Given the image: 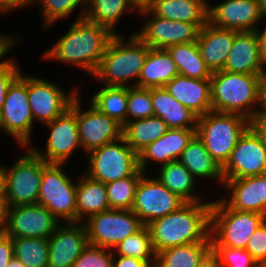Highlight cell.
Masks as SVG:
<instances>
[{"label":"cell","instance_id":"obj_1","mask_svg":"<svg viewBox=\"0 0 266 267\" xmlns=\"http://www.w3.org/2000/svg\"><path fill=\"white\" fill-rule=\"evenodd\" d=\"M115 35L105 26L85 18L76 19L65 35L44 52L43 58L77 66L93 76Z\"/></svg>","mask_w":266,"mask_h":267},{"label":"cell","instance_id":"obj_2","mask_svg":"<svg viewBox=\"0 0 266 267\" xmlns=\"http://www.w3.org/2000/svg\"><path fill=\"white\" fill-rule=\"evenodd\" d=\"M211 202H186L178 210L146 225L155 253L179 245L204 242L210 236Z\"/></svg>","mask_w":266,"mask_h":267},{"label":"cell","instance_id":"obj_3","mask_svg":"<svg viewBox=\"0 0 266 267\" xmlns=\"http://www.w3.org/2000/svg\"><path fill=\"white\" fill-rule=\"evenodd\" d=\"M262 77L223 70L213 72L210 78L212 111L240 114L253 120L261 107Z\"/></svg>","mask_w":266,"mask_h":267},{"label":"cell","instance_id":"obj_4","mask_svg":"<svg viewBox=\"0 0 266 267\" xmlns=\"http://www.w3.org/2000/svg\"><path fill=\"white\" fill-rule=\"evenodd\" d=\"M123 37L122 34H116L111 39L93 75L102 85L133 87L138 84L149 47L134 33L127 40ZM131 80H135V84L129 85Z\"/></svg>","mask_w":266,"mask_h":267},{"label":"cell","instance_id":"obj_5","mask_svg":"<svg viewBox=\"0 0 266 267\" xmlns=\"http://www.w3.org/2000/svg\"><path fill=\"white\" fill-rule=\"evenodd\" d=\"M251 121L235 113L210 111L198 117L196 135L214 160L223 167Z\"/></svg>","mask_w":266,"mask_h":267},{"label":"cell","instance_id":"obj_6","mask_svg":"<svg viewBox=\"0 0 266 267\" xmlns=\"http://www.w3.org/2000/svg\"><path fill=\"white\" fill-rule=\"evenodd\" d=\"M266 219L260 213L230 208L221 198L212 201L211 246L245 249L248 240Z\"/></svg>","mask_w":266,"mask_h":267},{"label":"cell","instance_id":"obj_7","mask_svg":"<svg viewBox=\"0 0 266 267\" xmlns=\"http://www.w3.org/2000/svg\"><path fill=\"white\" fill-rule=\"evenodd\" d=\"M25 150L9 168L2 166L3 191L10 207L37 204L43 167L47 163L29 147Z\"/></svg>","mask_w":266,"mask_h":267},{"label":"cell","instance_id":"obj_8","mask_svg":"<svg viewBox=\"0 0 266 267\" xmlns=\"http://www.w3.org/2000/svg\"><path fill=\"white\" fill-rule=\"evenodd\" d=\"M88 155L84 174L104 184L135 176L140 171L138 154L123 137L90 151Z\"/></svg>","mask_w":266,"mask_h":267},{"label":"cell","instance_id":"obj_9","mask_svg":"<svg viewBox=\"0 0 266 267\" xmlns=\"http://www.w3.org/2000/svg\"><path fill=\"white\" fill-rule=\"evenodd\" d=\"M64 164L47 163L43 167L37 204L46 207L60 222L77 223L76 187L64 171Z\"/></svg>","mask_w":266,"mask_h":267},{"label":"cell","instance_id":"obj_10","mask_svg":"<svg viewBox=\"0 0 266 267\" xmlns=\"http://www.w3.org/2000/svg\"><path fill=\"white\" fill-rule=\"evenodd\" d=\"M19 76L8 87L1 109L0 131L12 136L22 147L30 146L34 118L31 113L27 94V75Z\"/></svg>","mask_w":266,"mask_h":267},{"label":"cell","instance_id":"obj_11","mask_svg":"<svg viewBox=\"0 0 266 267\" xmlns=\"http://www.w3.org/2000/svg\"><path fill=\"white\" fill-rule=\"evenodd\" d=\"M83 223L89 245L111 250L144 226L132 210L115 209L94 214Z\"/></svg>","mask_w":266,"mask_h":267},{"label":"cell","instance_id":"obj_12","mask_svg":"<svg viewBox=\"0 0 266 267\" xmlns=\"http://www.w3.org/2000/svg\"><path fill=\"white\" fill-rule=\"evenodd\" d=\"M57 83L36 76H27V94L34 121L46 123L63 115L79 94L77 87L65 92Z\"/></svg>","mask_w":266,"mask_h":267},{"label":"cell","instance_id":"obj_13","mask_svg":"<svg viewBox=\"0 0 266 267\" xmlns=\"http://www.w3.org/2000/svg\"><path fill=\"white\" fill-rule=\"evenodd\" d=\"M186 202L168 190L158 179L144 173L138 182L131 210L146 226L153 220L178 210Z\"/></svg>","mask_w":266,"mask_h":267},{"label":"cell","instance_id":"obj_14","mask_svg":"<svg viewBox=\"0 0 266 267\" xmlns=\"http://www.w3.org/2000/svg\"><path fill=\"white\" fill-rule=\"evenodd\" d=\"M45 125L50 131L46 140V151L35 147L30 149L46 163L65 164L75 149L82 148L76 119V98L63 115Z\"/></svg>","mask_w":266,"mask_h":267},{"label":"cell","instance_id":"obj_15","mask_svg":"<svg viewBox=\"0 0 266 267\" xmlns=\"http://www.w3.org/2000/svg\"><path fill=\"white\" fill-rule=\"evenodd\" d=\"M138 14L145 18L147 15L151 16L144 26L135 32V35L150 48L167 49L181 43L197 42L200 28L196 24L161 18L149 9Z\"/></svg>","mask_w":266,"mask_h":267},{"label":"cell","instance_id":"obj_16","mask_svg":"<svg viewBox=\"0 0 266 267\" xmlns=\"http://www.w3.org/2000/svg\"><path fill=\"white\" fill-rule=\"evenodd\" d=\"M79 94L76 96V119L82 149L90 151L123 137V125L105 115L90 102L87 110H81Z\"/></svg>","mask_w":266,"mask_h":267},{"label":"cell","instance_id":"obj_17","mask_svg":"<svg viewBox=\"0 0 266 267\" xmlns=\"http://www.w3.org/2000/svg\"><path fill=\"white\" fill-rule=\"evenodd\" d=\"M224 179H240L266 174V149L259 135L249 127L238 140L222 167Z\"/></svg>","mask_w":266,"mask_h":267},{"label":"cell","instance_id":"obj_18","mask_svg":"<svg viewBox=\"0 0 266 267\" xmlns=\"http://www.w3.org/2000/svg\"><path fill=\"white\" fill-rule=\"evenodd\" d=\"M59 223V220L42 205L12 206L4 233L11 238H49Z\"/></svg>","mask_w":266,"mask_h":267},{"label":"cell","instance_id":"obj_19","mask_svg":"<svg viewBox=\"0 0 266 267\" xmlns=\"http://www.w3.org/2000/svg\"><path fill=\"white\" fill-rule=\"evenodd\" d=\"M262 18V6L257 0H224L215 6L208 4V23L217 28L256 31Z\"/></svg>","mask_w":266,"mask_h":267},{"label":"cell","instance_id":"obj_20","mask_svg":"<svg viewBox=\"0 0 266 267\" xmlns=\"http://www.w3.org/2000/svg\"><path fill=\"white\" fill-rule=\"evenodd\" d=\"M49 239L48 267H72L87 247V232L83 223H64Z\"/></svg>","mask_w":266,"mask_h":267},{"label":"cell","instance_id":"obj_21","mask_svg":"<svg viewBox=\"0 0 266 267\" xmlns=\"http://www.w3.org/2000/svg\"><path fill=\"white\" fill-rule=\"evenodd\" d=\"M225 193L221 199L232 209L266 216V174L240 179H224ZM227 190V191H226Z\"/></svg>","mask_w":266,"mask_h":267},{"label":"cell","instance_id":"obj_22","mask_svg":"<svg viewBox=\"0 0 266 267\" xmlns=\"http://www.w3.org/2000/svg\"><path fill=\"white\" fill-rule=\"evenodd\" d=\"M196 136V129H169L159 139L138 154L139 169L146 173L150 161L168 164L179 160L182 152Z\"/></svg>","mask_w":266,"mask_h":267},{"label":"cell","instance_id":"obj_23","mask_svg":"<svg viewBox=\"0 0 266 267\" xmlns=\"http://www.w3.org/2000/svg\"><path fill=\"white\" fill-rule=\"evenodd\" d=\"M265 67L260 59L257 32H238L223 71L263 76Z\"/></svg>","mask_w":266,"mask_h":267},{"label":"cell","instance_id":"obj_24","mask_svg":"<svg viewBox=\"0 0 266 267\" xmlns=\"http://www.w3.org/2000/svg\"><path fill=\"white\" fill-rule=\"evenodd\" d=\"M237 33L238 31L217 28L209 23L200 29L197 45L211 73L224 69Z\"/></svg>","mask_w":266,"mask_h":267},{"label":"cell","instance_id":"obj_25","mask_svg":"<svg viewBox=\"0 0 266 267\" xmlns=\"http://www.w3.org/2000/svg\"><path fill=\"white\" fill-rule=\"evenodd\" d=\"M165 88L198 117L212 111L211 80L175 76Z\"/></svg>","mask_w":266,"mask_h":267},{"label":"cell","instance_id":"obj_26","mask_svg":"<svg viewBox=\"0 0 266 267\" xmlns=\"http://www.w3.org/2000/svg\"><path fill=\"white\" fill-rule=\"evenodd\" d=\"M154 116L169 129H197L198 116L179 103L165 87L151 88Z\"/></svg>","mask_w":266,"mask_h":267},{"label":"cell","instance_id":"obj_27","mask_svg":"<svg viewBox=\"0 0 266 267\" xmlns=\"http://www.w3.org/2000/svg\"><path fill=\"white\" fill-rule=\"evenodd\" d=\"M207 0H155L149 10L156 16L196 24L200 29L208 23Z\"/></svg>","mask_w":266,"mask_h":267},{"label":"cell","instance_id":"obj_28","mask_svg":"<svg viewBox=\"0 0 266 267\" xmlns=\"http://www.w3.org/2000/svg\"><path fill=\"white\" fill-rule=\"evenodd\" d=\"M177 75L179 72L176 63L168 51L149 47L136 86L147 89L165 87Z\"/></svg>","mask_w":266,"mask_h":267},{"label":"cell","instance_id":"obj_29","mask_svg":"<svg viewBox=\"0 0 266 267\" xmlns=\"http://www.w3.org/2000/svg\"><path fill=\"white\" fill-rule=\"evenodd\" d=\"M76 187L77 222L110 209L105 184L83 174Z\"/></svg>","mask_w":266,"mask_h":267},{"label":"cell","instance_id":"obj_30","mask_svg":"<svg viewBox=\"0 0 266 267\" xmlns=\"http://www.w3.org/2000/svg\"><path fill=\"white\" fill-rule=\"evenodd\" d=\"M210 257L209 236L204 242L179 245L156 253L155 267H200Z\"/></svg>","mask_w":266,"mask_h":267},{"label":"cell","instance_id":"obj_31","mask_svg":"<svg viewBox=\"0 0 266 267\" xmlns=\"http://www.w3.org/2000/svg\"><path fill=\"white\" fill-rule=\"evenodd\" d=\"M179 161L195 178H212L224 183L222 167L210 155L197 135L182 152Z\"/></svg>","mask_w":266,"mask_h":267},{"label":"cell","instance_id":"obj_32","mask_svg":"<svg viewBox=\"0 0 266 267\" xmlns=\"http://www.w3.org/2000/svg\"><path fill=\"white\" fill-rule=\"evenodd\" d=\"M168 130L169 127L160 117L151 116L149 118L126 122L123 125V138L139 154Z\"/></svg>","mask_w":266,"mask_h":267},{"label":"cell","instance_id":"obj_33","mask_svg":"<svg viewBox=\"0 0 266 267\" xmlns=\"http://www.w3.org/2000/svg\"><path fill=\"white\" fill-rule=\"evenodd\" d=\"M157 177L168 190L185 202L202 201V198L193 192L196 183L195 177L179 160L162 165Z\"/></svg>","mask_w":266,"mask_h":267},{"label":"cell","instance_id":"obj_34","mask_svg":"<svg viewBox=\"0 0 266 267\" xmlns=\"http://www.w3.org/2000/svg\"><path fill=\"white\" fill-rule=\"evenodd\" d=\"M176 63L179 75L210 80L211 71L202 59L197 42H187L166 49Z\"/></svg>","mask_w":266,"mask_h":267},{"label":"cell","instance_id":"obj_35","mask_svg":"<svg viewBox=\"0 0 266 267\" xmlns=\"http://www.w3.org/2000/svg\"><path fill=\"white\" fill-rule=\"evenodd\" d=\"M137 13L129 0H87L84 18L90 22L109 28L113 33L122 14Z\"/></svg>","mask_w":266,"mask_h":267},{"label":"cell","instance_id":"obj_36","mask_svg":"<svg viewBox=\"0 0 266 267\" xmlns=\"http://www.w3.org/2000/svg\"><path fill=\"white\" fill-rule=\"evenodd\" d=\"M90 103L120 124L127 122L128 87L103 85L92 95Z\"/></svg>","mask_w":266,"mask_h":267},{"label":"cell","instance_id":"obj_37","mask_svg":"<svg viewBox=\"0 0 266 267\" xmlns=\"http://www.w3.org/2000/svg\"><path fill=\"white\" fill-rule=\"evenodd\" d=\"M14 256L25 267H48V238H11Z\"/></svg>","mask_w":266,"mask_h":267},{"label":"cell","instance_id":"obj_38","mask_svg":"<svg viewBox=\"0 0 266 267\" xmlns=\"http://www.w3.org/2000/svg\"><path fill=\"white\" fill-rule=\"evenodd\" d=\"M112 251L113 255L146 260L155 267L156 253L153 249L150 231L147 226H143L135 234L128 236L117 244Z\"/></svg>","mask_w":266,"mask_h":267},{"label":"cell","instance_id":"obj_39","mask_svg":"<svg viewBox=\"0 0 266 267\" xmlns=\"http://www.w3.org/2000/svg\"><path fill=\"white\" fill-rule=\"evenodd\" d=\"M41 6V14L43 17V27L50 28L51 25L56 23L57 20H61L69 17L75 9H80L77 19L84 18L87 0H32L31 4Z\"/></svg>","mask_w":266,"mask_h":267},{"label":"cell","instance_id":"obj_40","mask_svg":"<svg viewBox=\"0 0 266 267\" xmlns=\"http://www.w3.org/2000/svg\"><path fill=\"white\" fill-rule=\"evenodd\" d=\"M143 174L144 172L140 170L135 176L105 184L110 209L131 210L136 187Z\"/></svg>","mask_w":266,"mask_h":267},{"label":"cell","instance_id":"obj_41","mask_svg":"<svg viewBox=\"0 0 266 267\" xmlns=\"http://www.w3.org/2000/svg\"><path fill=\"white\" fill-rule=\"evenodd\" d=\"M154 116L151 89L128 87L127 122Z\"/></svg>","mask_w":266,"mask_h":267},{"label":"cell","instance_id":"obj_42","mask_svg":"<svg viewBox=\"0 0 266 267\" xmlns=\"http://www.w3.org/2000/svg\"><path fill=\"white\" fill-rule=\"evenodd\" d=\"M211 256L217 267H257V261L246 249L211 246Z\"/></svg>","mask_w":266,"mask_h":267},{"label":"cell","instance_id":"obj_43","mask_svg":"<svg viewBox=\"0 0 266 267\" xmlns=\"http://www.w3.org/2000/svg\"><path fill=\"white\" fill-rule=\"evenodd\" d=\"M72 267H113V251L88 244Z\"/></svg>","mask_w":266,"mask_h":267},{"label":"cell","instance_id":"obj_44","mask_svg":"<svg viewBox=\"0 0 266 267\" xmlns=\"http://www.w3.org/2000/svg\"><path fill=\"white\" fill-rule=\"evenodd\" d=\"M245 249L257 261H266V219L252 234Z\"/></svg>","mask_w":266,"mask_h":267},{"label":"cell","instance_id":"obj_45","mask_svg":"<svg viewBox=\"0 0 266 267\" xmlns=\"http://www.w3.org/2000/svg\"><path fill=\"white\" fill-rule=\"evenodd\" d=\"M20 72L21 70L16 64L15 59H6V61L0 65V109H2L5 102L8 87L19 76Z\"/></svg>","mask_w":266,"mask_h":267},{"label":"cell","instance_id":"obj_46","mask_svg":"<svg viewBox=\"0 0 266 267\" xmlns=\"http://www.w3.org/2000/svg\"><path fill=\"white\" fill-rule=\"evenodd\" d=\"M14 257V247L11 237L4 232L0 235V267H7Z\"/></svg>","mask_w":266,"mask_h":267},{"label":"cell","instance_id":"obj_47","mask_svg":"<svg viewBox=\"0 0 266 267\" xmlns=\"http://www.w3.org/2000/svg\"><path fill=\"white\" fill-rule=\"evenodd\" d=\"M113 267H153L148 261L126 257L122 255H113Z\"/></svg>","mask_w":266,"mask_h":267},{"label":"cell","instance_id":"obj_48","mask_svg":"<svg viewBox=\"0 0 266 267\" xmlns=\"http://www.w3.org/2000/svg\"><path fill=\"white\" fill-rule=\"evenodd\" d=\"M19 41L20 39L18 37L17 39H15L14 35L9 36L8 34L0 33V65L6 61V58L4 56H6L8 52H10V50L14 47V45H16ZM2 58H5V60H3Z\"/></svg>","mask_w":266,"mask_h":267},{"label":"cell","instance_id":"obj_49","mask_svg":"<svg viewBox=\"0 0 266 267\" xmlns=\"http://www.w3.org/2000/svg\"><path fill=\"white\" fill-rule=\"evenodd\" d=\"M32 0H0V13L6 14L15 11L16 9H22L28 7Z\"/></svg>","mask_w":266,"mask_h":267},{"label":"cell","instance_id":"obj_50","mask_svg":"<svg viewBox=\"0 0 266 267\" xmlns=\"http://www.w3.org/2000/svg\"><path fill=\"white\" fill-rule=\"evenodd\" d=\"M250 127L259 135L266 149V115H258L251 120Z\"/></svg>","mask_w":266,"mask_h":267},{"label":"cell","instance_id":"obj_51","mask_svg":"<svg viewBox=\"0 0 266 267\" xmlns=\"http://www.w3.org/2000/svg\"><path fill=\"white\" fill-rule=\"evenodd\" d=\"M10 205L4 191L0 192V229L4 232L8 222Z\"/></svg>","mask_w":266,"mask_h":267},{"label":"cell","instance_id":"obj_52","mask_svg":"<svg viewBox=\"0 0 266 267\" xmlns=\"http://www.w3.org/2000/svg\"><path fill=\"white\" fill-rule=\"evenodd\" d=\"M261 29H257V38H258V42H259V54H260V59L262 61V63L266 64V27L264 30H262L263 32L259 31Z\"/></svg>","mask_w":266,"mask_h":267},{"label":"cell","instance_id":"obj_53","mask_svg":"<svg viewBox=\"0 0 266 267\" xmlns=\"http://www.w3.org/2000/svg\"><path fill=\"white\" fill-rule=\"evenodd\" d=\"M133 8L139 13L148 10L155 0H129Z\"/></svg>","mask_w":266,"mask_h":267},{"label":"cell","instance_id":"obj_54","mask_svg":"<svg viewBox=\"0 0 266 267\" xmlns=\"http://www.w3.org/2000/svg\"><path fill=\"white\" fill-rule=\"evenodd\" d=\"M259 115H266V73L261 80V107Z\"/></svg>","mask_w":266,"mask_h":267},{"label":"cell","instance_id":"obj_55","mask_svg":"<svg viewBox=\"0 0 266 267\" xmlns=\"http://www.w3.org/2000/svg\"><path fill=\"white\" fill-rule=\"evenodd\" d=\"M7 267H25L15 256L10 260Z\"/></svg>","mask_w":266,"mask_h":267},{"label":"cell","instance_id":"obj_56","mask_svg":"<svg viewBox=\"0 0 266 267\" xmlns=\"http://www.w3.org/2000/svg\"><path fill=\"white\" fill-rule=\"evenodd\" d=\"M200 267H217L216 260L211 256L205 263Z\"/></svg>","mask_w":266,"mask_h":267},{"label":"cell","instance_id":"obj_57","mask_svg":"<svg viewBox=\"0 0 266 267\" xmlns=\"http://www.w3.org/2000/svg\"><path fill=\"white\" fill-rule=\"evenodd\" d=\"M262 6L263 18H266V0H257Z\"/></svg>","mask_w":266,"mask_h":267},{"label":"cell","instance_id":"obj_58","mask_svg":"<svg viewBox=\"0 0 266 267\" xmlns=\"http://www.w3.org/2000/svg\"><path fill=\"white\" fill-rule=\"evenodd\" d=\"M3 190V173H2V165L0 164V192Z\"/></svg>","mask_w":266,"mask_h":267},{"label":"cell","instance_id":"obj_59","mask_svg":"<svg viewBox=\"0 0 266 267\" xmlns=\"http://www.w3.org/2000/svg\"><path fill=\"white\" fill-rule=\"evenodd\" d=\"M257 267H266V261L258 262Z\"/></svg>","mask_w":266,"mask_h":267}]
</instances>
